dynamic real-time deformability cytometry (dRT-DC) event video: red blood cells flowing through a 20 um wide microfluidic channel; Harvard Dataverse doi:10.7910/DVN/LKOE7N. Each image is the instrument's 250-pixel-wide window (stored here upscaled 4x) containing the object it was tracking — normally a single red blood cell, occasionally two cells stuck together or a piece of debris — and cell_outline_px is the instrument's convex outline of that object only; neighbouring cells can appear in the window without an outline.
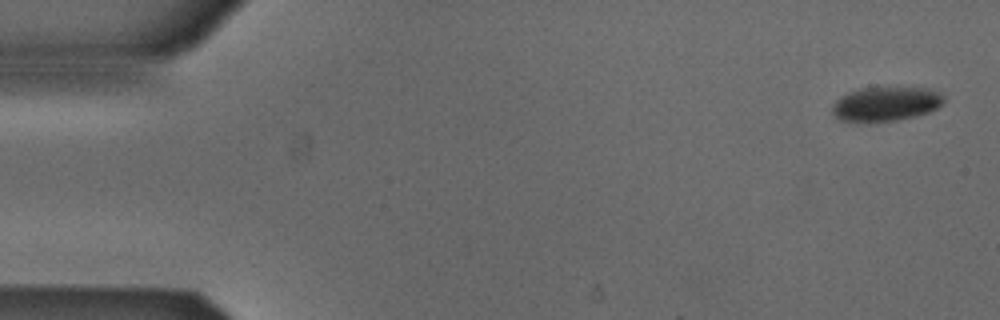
{"species": "Egyptian fruit bat (a non-hibernating species)", "species_latin": "Rousettus aegyptiacus", "temperature_condition": "cold", "stored_images_in_passage": 6, "camera_frame_rate_fps": 3000, "um_per_image_px": 0.085, "animal": {"sex": "male"}, "frame": {"image": 1, "passage_image": 1, "time_ms": 0.0, "image_size_px": [1000, 320], "cell_outline_px": [[944, 104], [928, 112], [916, 116], [896, 120], [840, 120], [832, 112], [832, 104], [840, 96], [848, 92], [860, 88], [932, 88], [940, 92], [944, 96]], "centroid_in_image_um": [75.34, 8.8], "position_along_channel_um": 9.7, "area_um2": 21.96}}
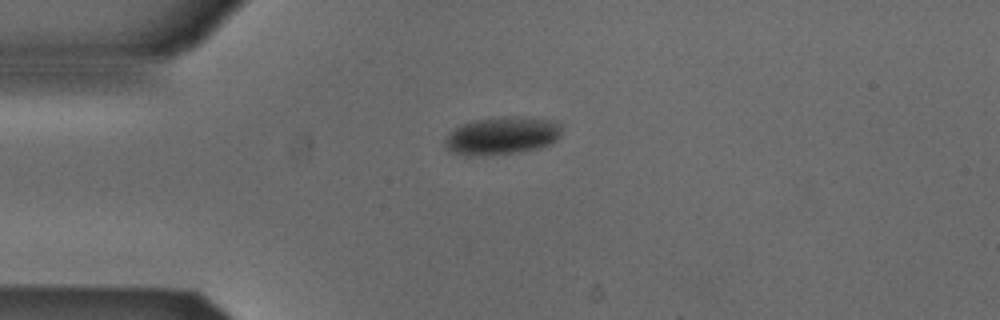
{"frame": {"image": 2, "passage_image": 4, "time_ms": 1.0, "image_size_px": [1000, 320], "cell_outline_px": [[560, 136], [556, 140], [540, 148], [512, 152], [480, 156], [468, 156], [448, 152], [444, 148], [444, 140], [456, 128], [464, 124], [476, 120], [504, 116], [516, 116], [556, 120], [560, 124]], "centroid_in_image_um": [42.66, 11.54], "position_along_channel_um": 42.3, "area_um2": 25.66}}